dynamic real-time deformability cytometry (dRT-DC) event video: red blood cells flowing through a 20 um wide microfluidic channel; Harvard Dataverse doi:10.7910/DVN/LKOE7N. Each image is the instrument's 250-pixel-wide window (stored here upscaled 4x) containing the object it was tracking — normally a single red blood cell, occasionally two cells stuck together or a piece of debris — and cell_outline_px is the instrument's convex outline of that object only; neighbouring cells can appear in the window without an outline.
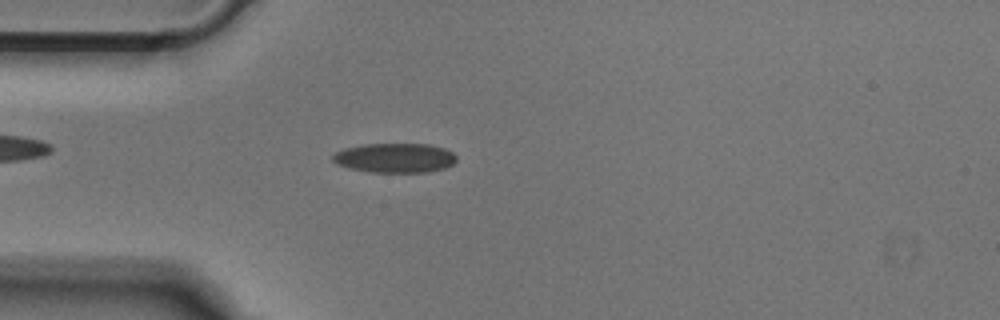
{"species": "Egyptian fruit bat (a non-hibernating species)", "species_latin": "Rousettus aegyptiacus", "temperature_condition": "cold", "stored_images_in_passage": 50, "camera_frame_rate_fps": 3000, "um_per_image_px": 0.085, "animal": {"sex": "male"}, "frame": {"image": 1, "passage_image": 13, "time_ms": 4.0, "image_size_px": [1000, 320], "cell_outline_px": [[456, 160], [452, 164], [444, 168], [428, 172], [368, 172], [348, 168], [336, 164], [332, 160], [332, 156], [336, 152], [344, 148], [364, 144], [428, 144], [444, 148], [452, 152], [456, 156]], "centroid_in_image_um": [33.54, 13.42], "position_along_channel_um": 51.5, "area_um2": 21.33}}
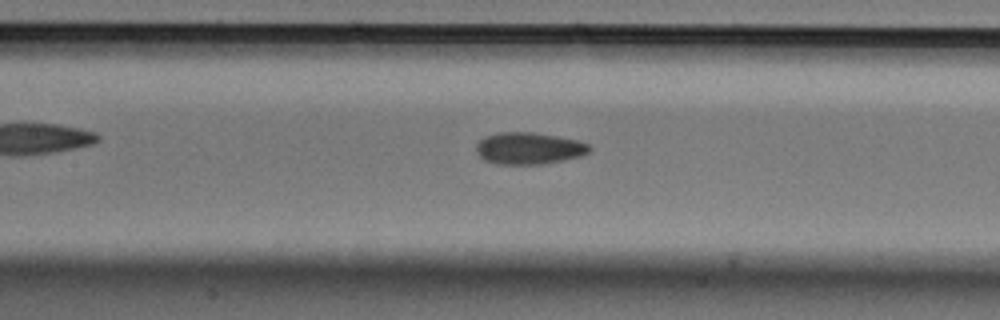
{"frame": {"image": 2, "passage_image": 22, "time_ms": 7.0, "image_size_px": [1000, 320], "cell_outline_px": [[592, 152], [580, 156], [564, 160], [540, 164], [496, 164], [484, 160], [476, 152], [476, 144], [484, 136], [500, 132], [532, 132], [556, 136], [576, 140], [588, 144], [592, 148]], "centroid_in_image_um": [44.95, 12.61], "position_along_channel_um": 162.5, "area_um2": 21.1}}
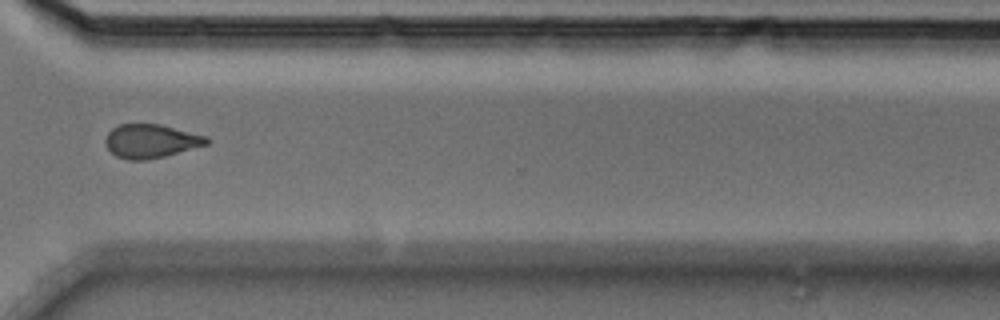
{"frame": {"image": 3, "passage_image": 37, "time_ms": 12.0, "image_size_px": [1000, 320], "cell_outline_px": [[212, 140], [208, 144], [164, 156], [148, 160], [128, 160], [116, 156], [108, 148], [104, 140], [108, 132], [112, 128], [120, 124], [160, 124], [208, 136]], "centroid_in_image_um": [12.84, 11.99], "position_along_channel_um": 357.8, "area_um2": 19.94}}